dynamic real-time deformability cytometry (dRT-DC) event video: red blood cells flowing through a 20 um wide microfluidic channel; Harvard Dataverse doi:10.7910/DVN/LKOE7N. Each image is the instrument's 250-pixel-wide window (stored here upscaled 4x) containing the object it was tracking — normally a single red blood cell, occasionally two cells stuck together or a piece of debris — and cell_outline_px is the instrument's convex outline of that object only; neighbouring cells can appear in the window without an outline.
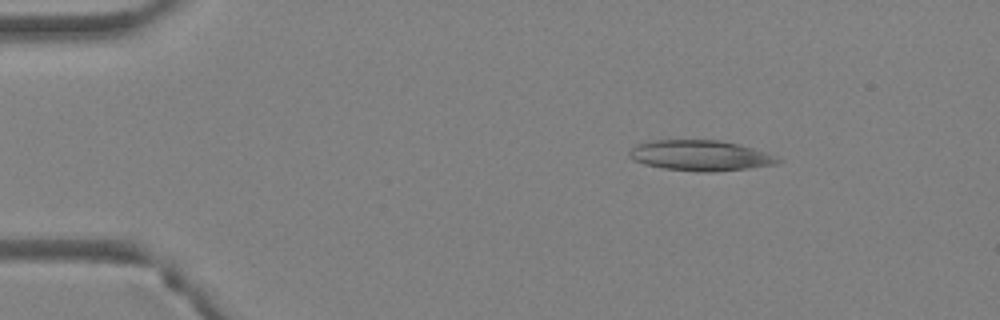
{"species": "Egyptian fruit bat (a non-hibernating species)", "species_latin": "Rousettus aegyptiacus", "temperature_condition": "warm", "stored_images_in_passage": 38, "camera_frame_rate_fps": 3000, "um_per_image_px": 0.085, "animal": {"sex": "female"}, "frame": {"image": 1, "passage_image": 2, "time_ms": 0.333, "image_size_px": [1000, 320], "cell_outline_px": [[784, 160], [780, 164], [748, 168], [712, 172], [696, 172], [664, 168], [644, 164], [632, 160], [628, 156], [628, 152], [636, 144], [652, 140], [720, 140], [752, 148]], "centroid_in_image_um": [59.49, 13.23], "position_along_channel_um": 25.5, "area_um2": 26.41}}
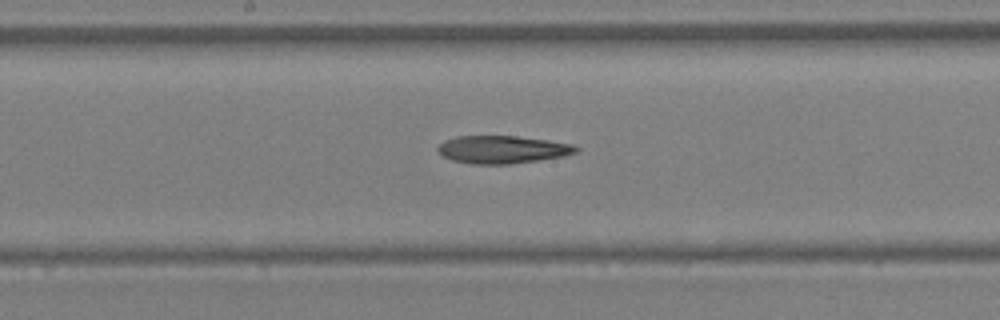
{"frame": {"image": 2, "passage_image": 18, "time_ms": 5.667, "image_size_px": [1000, 320], "cell_outline_px": [[580, 148], [576, 152], [564, 156], [508, 164], [472, 164], [452, 160], [436, 152], [436, 148], [444, 140], [456, 136], [516, 136], [548, 140], [572, 144]], "centroid_in_image_um": [42.67, 12.7], "position_along_channel_um": 205.5, "area_um2": 22.31}}
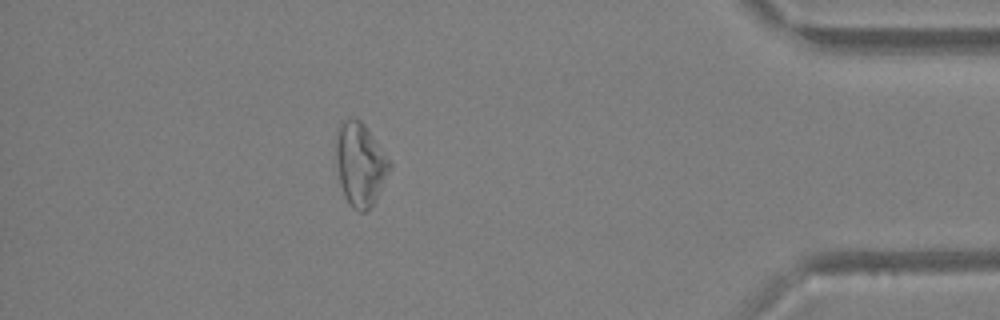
{"frame": {"image": 3, "passage_image": 33, "time_ms": 10.667, "image_size_px": [1000, 320], "cell_outline_px": [[392, 168], [376, 200], [364, 212], [360, 212], [352, 208], [344, 196], [340, 184], [336, 160], [336, 128], [348, 116], [356, 116], [364, 124], [392, 164]], "centroid_in_image_um": [30.6, 13.94], "position_along_channel_um": 404.6, "area_um2": 26.18}}